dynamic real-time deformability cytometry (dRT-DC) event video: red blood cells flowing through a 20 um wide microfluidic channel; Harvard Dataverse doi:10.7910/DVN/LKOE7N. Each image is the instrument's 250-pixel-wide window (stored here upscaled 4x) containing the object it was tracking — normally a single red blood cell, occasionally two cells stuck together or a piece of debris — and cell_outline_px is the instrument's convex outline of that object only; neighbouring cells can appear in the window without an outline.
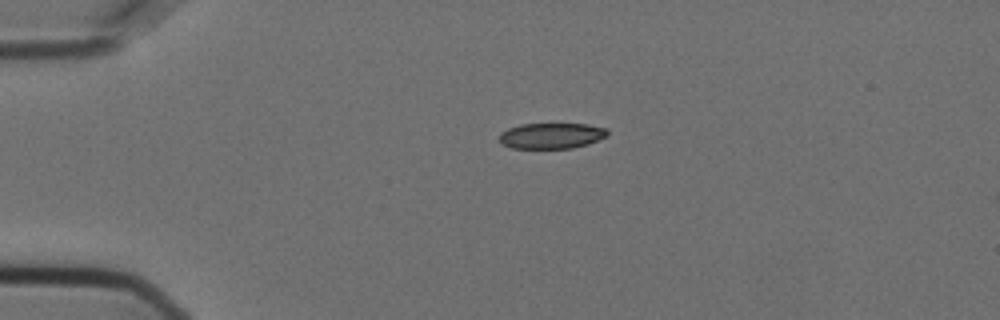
{"species": "Egyptian fruit bat (a non-hibernating species)", "species_latin": "Rousettus aegyptiacus", "temperature_condition": "cold", "stored_images_in_passage": 5, "camera_frame_rate_fps": 3000, "um_per_image_px": 0.085, "animal": {"sex": "female"}, "frame": {"image": 1, "passage_image": 1, "time_ms": 0.0, "image_size_px": [1000, 320], "cell_outline_px": [[608, 136], [588, 144], [572, 148], [512, 148], [500, 144], [500, 132], [508, 128], [520, 124], [588, 124], [608, 128]], "centroid_in_image_um": [46.88, 11.53], "position_along_channel_um": 38.1, "area_um2": 16.36}}